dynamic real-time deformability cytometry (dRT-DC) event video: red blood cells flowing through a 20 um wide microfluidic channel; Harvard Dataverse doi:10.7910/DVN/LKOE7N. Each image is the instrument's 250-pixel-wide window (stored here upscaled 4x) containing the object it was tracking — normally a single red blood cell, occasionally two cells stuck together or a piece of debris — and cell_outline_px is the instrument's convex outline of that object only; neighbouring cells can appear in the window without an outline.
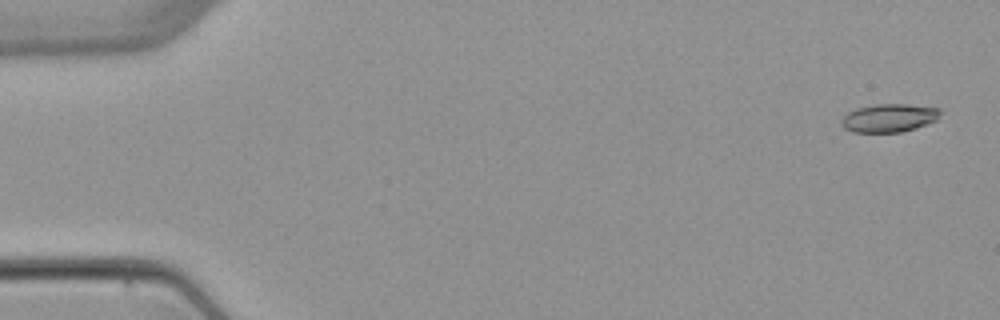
{"species": "common noctule bat (a hibernating species)", "species_latin": "Nyctalus noctula", "temperature_condition": "warm", "stored_images_in_passage": 5, "camera_frame_rate_fps": 3000, "um_per_image_px": 0.085, "animal": {"sex": "female", "body_mass_g": 22.7, "forearm_length_mm": 54.2}, "frame": {"image": 1, "passage_image": 1, "time_ms": 0.0, "image_size_px": [1000, 320], "cell_outline_px": [[940, 112], [936, 120], [928, 124], [916, 128], [900, 132], [852, 132], [844, 128], [840, 124], [840, 120], [848, 112], [856, 108], [872, 104], [908, 104], [940, 108]], "centroid_in_image_um": [75.54, 10.02], "position_along_channel_um": 9.5, "area_um2": 16.42}}
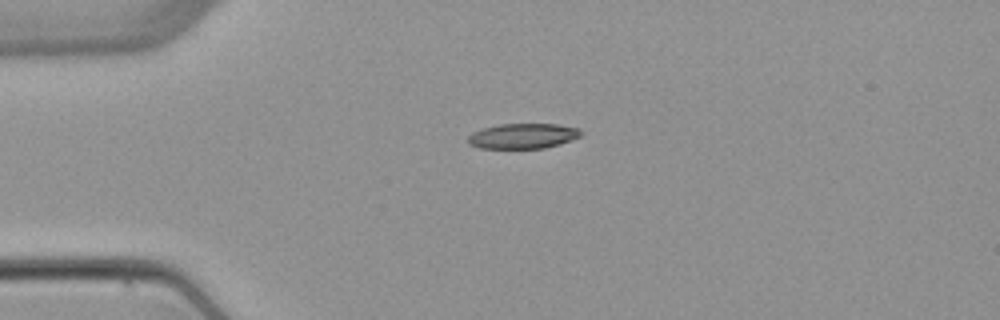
{"frame": {"image": 2, "passage_image": 4, "time_ms": 3.667, "image_size_px": [1000, 320], "cell_outline_px": [[580, 136], [572, 140], [560, 144], [544, 148], [480, 148], [468, 144], [468, 136], [472, 132], [484, 128], [500, 124], [556, 124], [580, 128]], "centroid_in_image_um": [44.44, 11.56], "position_along_channel_um": 40.6, "area_um2": 16.53}}